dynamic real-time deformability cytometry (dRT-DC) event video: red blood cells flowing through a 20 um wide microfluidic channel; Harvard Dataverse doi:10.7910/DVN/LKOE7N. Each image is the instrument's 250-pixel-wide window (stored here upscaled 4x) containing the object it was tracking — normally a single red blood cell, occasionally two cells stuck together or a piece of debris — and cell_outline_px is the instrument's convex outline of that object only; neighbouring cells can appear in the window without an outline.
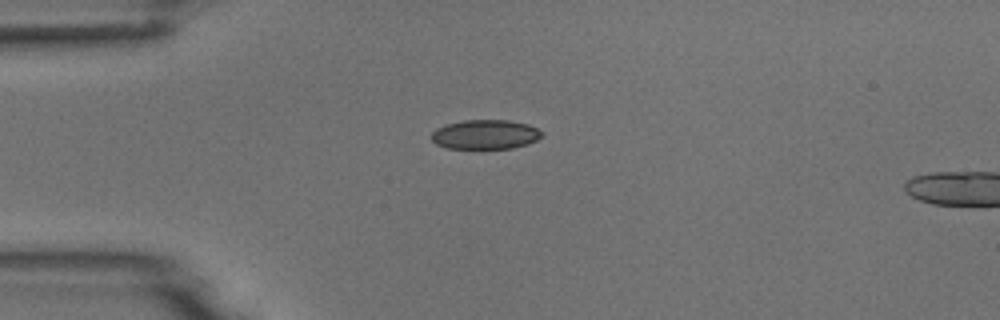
{"species": "common noctule bat (a hibernating species)", "species_latin": "Nyctalus noctula", "temperature_condition": "room temperature", "stored_images_in_passage": 2, "camera_frame_rate_fps": 3000, "um_per_image_px": 0.085, "animal": {"sex": "male", "body_mass_g": 18.8}, "frame": {"image": 1, "passage_image": 1, "time_ms": 0.0, "image_size_px": [1000, 320], "cell_outline_px": [[544, 136], [528, 144], [512, 148], [448, 148], [436, 144], [432, 140], [432, 132], [436, 128], [444, 124], [464, 120], [508, 120], [528, 124], [544, 132]], "centroid_in_image_um": [41.27, 11.42], "position_along_channel_um": 43.7, "area_um2": 19.02}}